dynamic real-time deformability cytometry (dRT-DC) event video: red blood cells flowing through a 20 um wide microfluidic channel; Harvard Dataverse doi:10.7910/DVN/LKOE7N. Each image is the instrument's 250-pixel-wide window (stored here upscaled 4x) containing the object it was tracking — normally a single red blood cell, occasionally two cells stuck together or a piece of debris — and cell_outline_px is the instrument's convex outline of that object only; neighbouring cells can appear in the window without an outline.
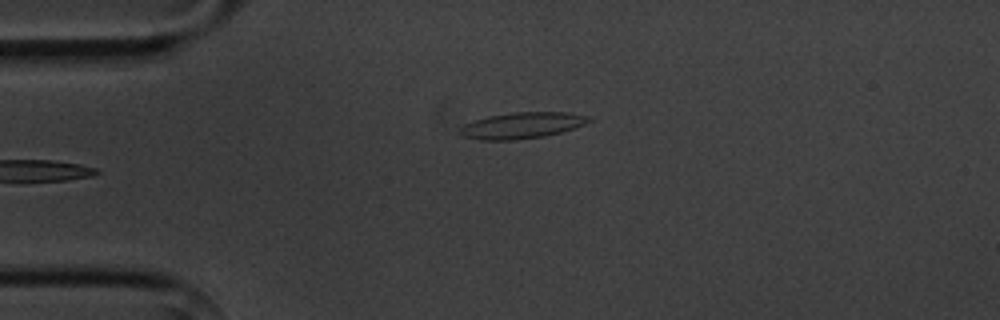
{"species": "common noctule bat (a hibernating species)", "species_latin": "Nyctalus noctula", "temperature_condition": "cold", "stored_images_in_passage": 4, "camera_frame_rate_fps": 3000, "um_per_image_px": 0.085, "animal": {"sex": "male", "body_mass_g": 20.1, "forearm_length_mm": 53.5}, "frame": {"image": 1, "passage_image": 4, "time_ms": 3.667, "image_size_px": [1000, 320], "cell_outline_px": [[592, 120], [584, 124], [560, 132], [544, 136], [512, 140], [480, 140], [460, 136], [460, 128], [464, 124], [472, 120], [488, 116], [512, 112], [568, 112], [588, 116]], "centroid_in_image_um": [44.31, 10.65], "position_along_channel_um": 40.7, "area_um2": 19.65}}